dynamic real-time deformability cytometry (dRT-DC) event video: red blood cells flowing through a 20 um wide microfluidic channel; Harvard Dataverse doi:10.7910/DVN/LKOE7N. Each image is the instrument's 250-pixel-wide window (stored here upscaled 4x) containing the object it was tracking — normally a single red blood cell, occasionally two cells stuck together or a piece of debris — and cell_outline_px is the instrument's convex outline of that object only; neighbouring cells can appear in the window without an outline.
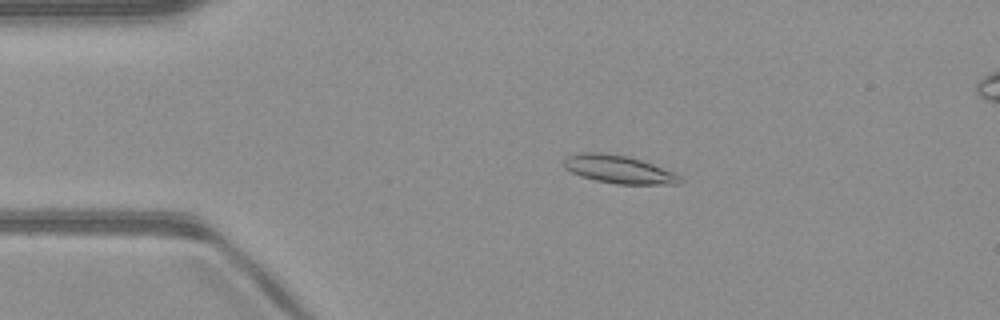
{"species": "common noctule bat (a hibernating species)", "species_latin": "Nyctalus noctula", "temperature_condition": "warm", "stored_images_in_passage": 50, "camera_frame_rate_fps": 3000, "um_per_image_px": 0.085, "animal": {"sex": "male", "body_mass_g": 23.1, "forearm_length_mm": 52.7}, "frame": {"image": 1, "passage_image": 10, "time_ms": 3.0, "image_size_px": [1000, 320], "cell_outline_px": [[684, 180], [680, 184], [616, 184], [596, 180], [580, 176], [564, 168], [560, 164], [568, 156], [580, 152], [604, 152], [632, 156], [676, 172]], "centroid_in_image_um": [52.62, 14.38], "position_along_channel_um": 32.4, "area_um2": 19.48}}
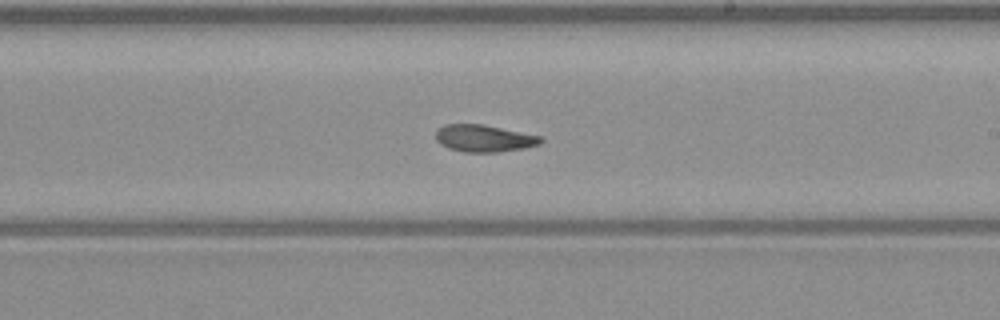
{"frame": {"image": 2, "passage_image": 29, "time_ms": 9.333, "image_size_px": [1000, 320], "cell_outline_px": [[544, 140], [540, 144], [524, 148], [496, 152], [464, 152], [448, 148], [440, 144], [436, 140], [436, 128], [444, 124], [480, 124], [544, 136]], "centroid_in_image_um": [41.14, 11.75], "position_along_channel_um": 247.9, "area_um2": 16.7}}
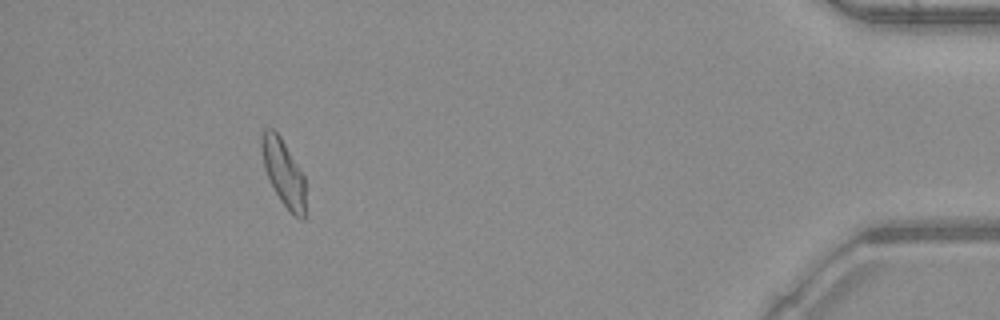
{"frame": {"image": 3, "passage_image": 46, "time_ms": 15.0, "image_size_px": [1000, 320], "cell_outline_px": [[304, 220], [300, 220], [280, 200], [264, 168], [260, 144], [260, 136], [264, 128], [272, 128], [280, 136], [304, 176]], "centroid_in_image_um": [24.06, 14.61], "position_along_channel_um": 411.1, "area_um2": 16.59}, "authors_computed_cell_mechanics": {"area_um2": 17.4556, "velocity_mm_per_s": 4.0612, "shape_relaxation_time_tau1_ms": null, "shape_relaxation_time_tau2_ms": 3.8229, "deformation_change_tau1": null, "deformation_change_tau2": 0.0937}}